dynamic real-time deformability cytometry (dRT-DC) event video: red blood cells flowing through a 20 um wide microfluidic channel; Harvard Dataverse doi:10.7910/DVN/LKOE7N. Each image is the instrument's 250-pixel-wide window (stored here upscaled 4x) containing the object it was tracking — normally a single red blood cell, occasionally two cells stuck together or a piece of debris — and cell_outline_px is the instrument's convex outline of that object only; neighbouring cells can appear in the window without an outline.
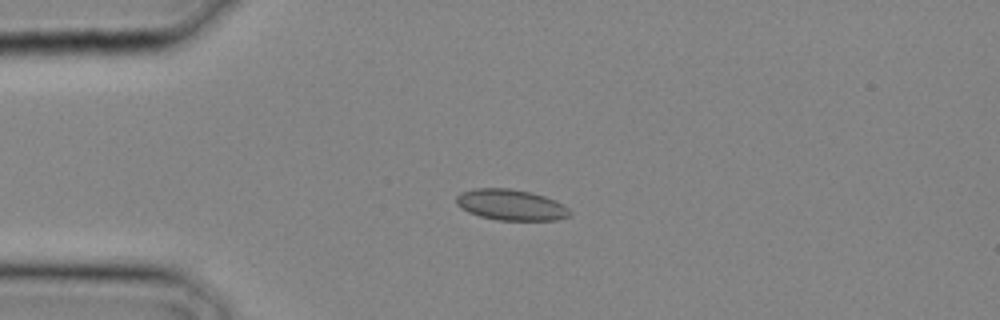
{"species": "common noctule bat (a hibernating species)", "species_latin": "Nyctalus noctula", "temperature_condition": "cold", "stored_images_in_passage": 15, "camera_frame_rate_fps": 3000, "um_per_image_px": 0.085, "animal": {"sex": "male", "body_mass_g": 20.4}, "frame": {"image": 1, "passage_image": 4, "time_ms": 1.0, "image_size_px": [1000, 320], "cell_outline_px": [[572, 212], [568, 216], [556, 220], [496, 220], [480, 216], [468, 212], [460, 208], [456, 204], [456, 196], [460, 192], [476, 188], [508, 188], [532, 192], [556, 200], [568, 208]], "centroid_in_image_um": [43.41, 17.41], "position_along_channel_um": 41.6, "area_um2": 20.58}}
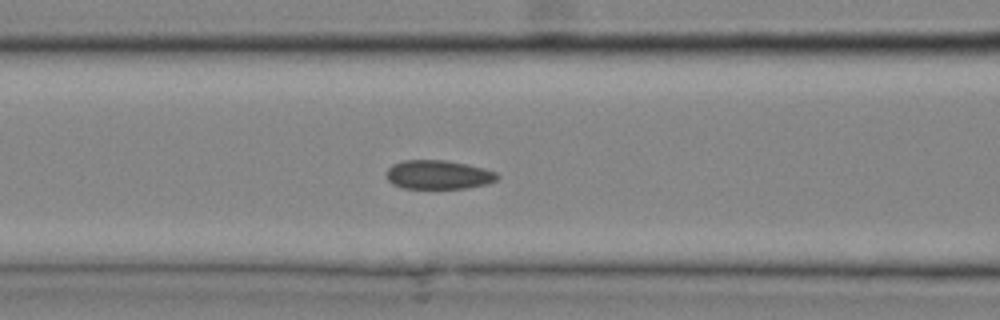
{"frame": {"image": 2, "passage_image": 9, "time_ms": 2.667, "image_size_px": [1000, 320], "cell_outline_px": [[500, 176], [496, 180], [488, 184], [464, 188], [404, 188], [392, 184], [384, 176], [384, 172], [392, 164], [404, 160], [444, 160], [468, 164], [484, 168], [496, 172]], "centroid_in_image_um": [37.23, 14.84], "position_along_channel_um": 129.4, "area_um2": 18.9}}
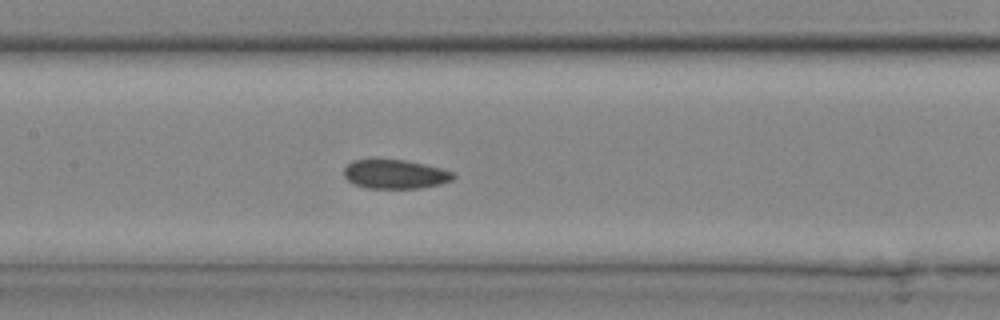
{"frame": {"image": 3, "passage_image": 11, "time_ms": 3.333, "image_size_px": [1000, 320], "cell_outline_px": [[456, 176], [452, 180], [440, 184], [420, 188], [368, 188], [356, 184], [348, 180], [344, 176], [344, 168], [352, 160], [404, 160], [424, 164], [440, 168], [452, 172]], "centroid_in_image_um": [33.59, 14.81], "position_along_channel_um": 173.8, "area_um2": 18.26}}